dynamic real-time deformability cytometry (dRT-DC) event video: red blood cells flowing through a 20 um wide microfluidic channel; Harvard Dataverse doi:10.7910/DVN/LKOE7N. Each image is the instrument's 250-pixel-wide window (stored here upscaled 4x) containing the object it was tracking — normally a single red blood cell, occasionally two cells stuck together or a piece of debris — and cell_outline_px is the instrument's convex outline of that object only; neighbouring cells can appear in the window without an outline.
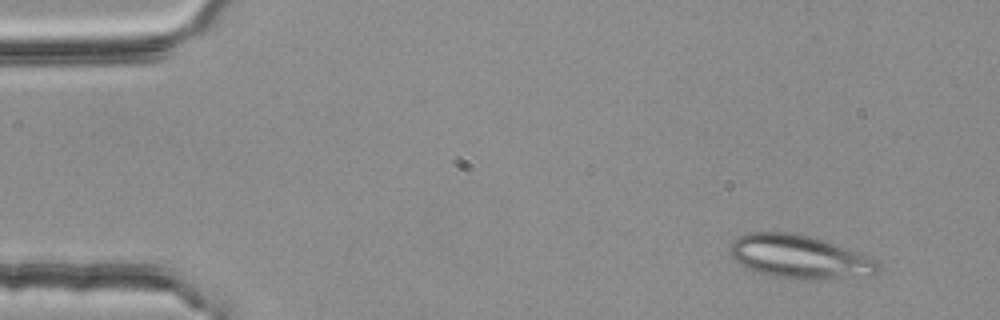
{"species": "common noctule bat (a hibernating species)", "species_latin": "Nyctalus noctula", "temperature_condition": "room temperature", "stored_images_in_passage": 4, "camera_frame_rate_fps": 3000, "um_per_image_px": 0.085, "animal": {"sex": "female", "body_mass_g": 25.1}, "frame": {"image": 1, "passage_image": 1, "time_ms": 0.0, "image_size_px": [1000, 320], "cell_outline_px": [[880, 268], [872, 276], [824, 280], [776, 276], [760, 272], [748, 268], [740, 264], [732, 256], [728, 248], [728, 244], [732, 240], [748, 232], [796, 232], [824, 240], [880, 260]], "centroid_in_image_um": [68.01, 21.82], "position_along_channel_um": 17.0, "area_um2": 37.69}}